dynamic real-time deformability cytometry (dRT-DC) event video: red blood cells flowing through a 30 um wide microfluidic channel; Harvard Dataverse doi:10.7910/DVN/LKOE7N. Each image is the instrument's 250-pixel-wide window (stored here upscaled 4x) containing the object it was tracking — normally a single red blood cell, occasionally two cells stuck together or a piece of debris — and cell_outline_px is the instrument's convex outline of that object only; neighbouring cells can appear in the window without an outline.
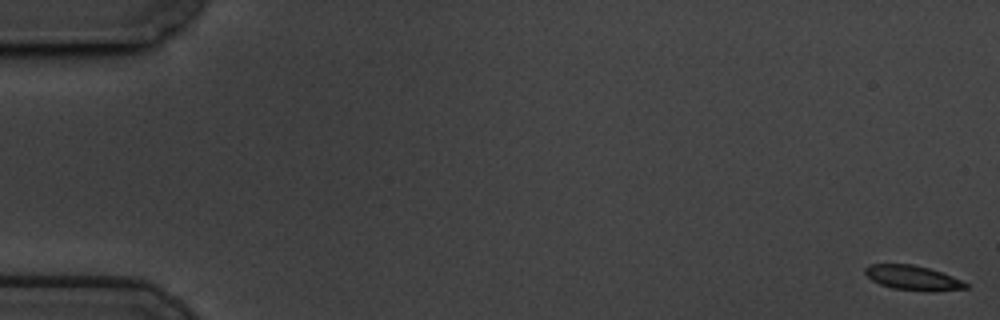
{"species": "common noctule bat (a hibernating species)", "species_latin": "Nyctalus noctula", "temperature_condition": "cold", "stored_images_in_passage": 60, "camera_frame_rate_fps": 3000, "um_per_image_px": 0.085, "animal": {"sex": "male", "body_mass_g": 19.5, "forearm_length_mm": 54.6}, "frame": {"image": 1, "passage_image": 1, "time_ms": 0.0, "image_size_px": [1000, 320], "cell_outline_px": [[968, 288], [932, 292], [928, 292], [892, 288], [880, 284], [872, 280], [864, 272], [864, 268], [868, 264], [912, 264], [928, 268], [952, 276], [968, 284]], "centroid_in_image_um": [77.58, 23.62], "position_along_channel_um": 7.4, "area_um2": 14.45}}
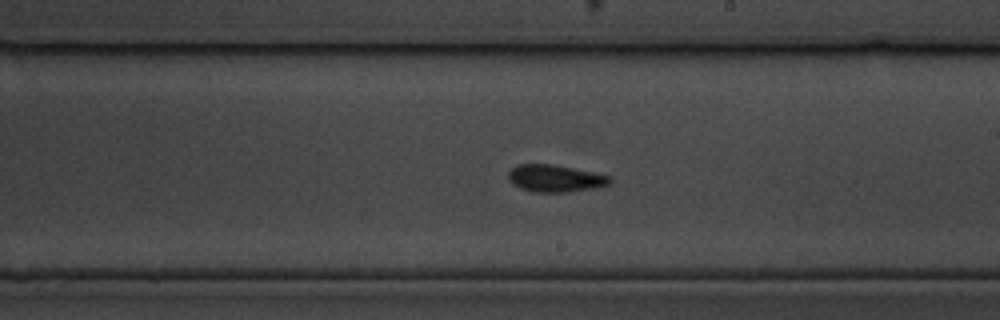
{"frame": {"image": 2, "passage_image": 35, "time_ms": 11.333, "image_size_px": [1000, 320], "cell_outline_px": [[612, 184], [596, 188], [568, 192], [532, 192], [520, 188], [512, 184], [508, 180], [508, 172], [516, 164], [552, 164], [612, 176]], "centroid_in_image_um": [47.2, 15.17], "position_along_channel_um": 241.8, "area_um2": 16.3}}
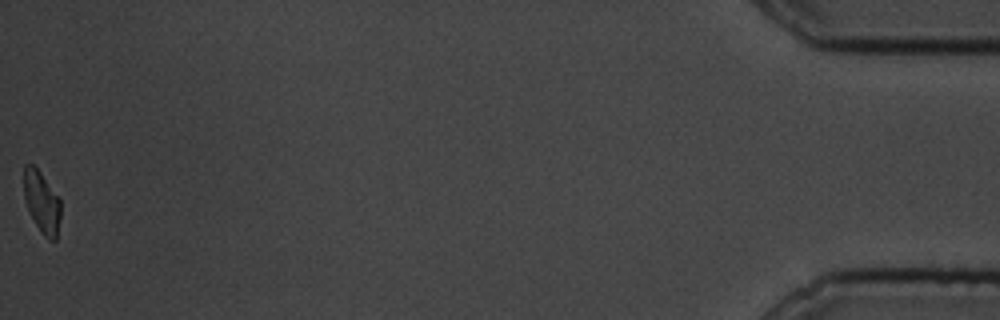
{"frame": {"image": 3, "passage_image": 60, "time_ms": 19.667, "image_size_px": [1000, 320], "cell_outline_px": [[60, 216], [56, 240], [48, 240], [40, 232], [24, 200], [24, 164], [32, 164], [40, 172], [60, 200]], "centroid_in_image_um": [3.54, 17.19], "position_along_channel_um": 431.7, "area_um2": 13.01}, "authors_computed_cell_mechanics": {"area_um2": 15.2592, "velocity_mm_per_s": 3.4064, "shape_relaxation_time_tau1_ms": 2.3465, "shape_relaxation_time_tau2_ms": 2.272, "deformation_change_tau1": 0.1211, "deformation_change_tau2": 0.0983}}